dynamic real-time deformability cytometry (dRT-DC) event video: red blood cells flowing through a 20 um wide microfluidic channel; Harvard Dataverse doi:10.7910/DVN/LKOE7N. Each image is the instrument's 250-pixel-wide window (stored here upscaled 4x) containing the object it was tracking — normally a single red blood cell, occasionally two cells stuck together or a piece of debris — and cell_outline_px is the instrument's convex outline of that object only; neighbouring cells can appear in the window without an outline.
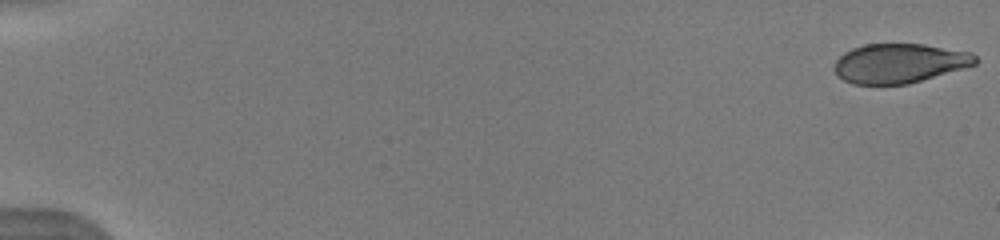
{"species": "human", "species_latin": "Homo sapiens", "temperature_condition": "warm", "stored_images_in_passage": 23, "camera_frame_rate_fps": 3000, "um_per_image_px": 0.085, "donor": {"sex": "male"}, "frame": {"image": 1, "passage_image": 1, "time_ms": 0.0, "image_size_px": [1000, 240], "cell_outline_px": [[976, 64], [908, 84], [852, 84], [844, 80], [836, 72], [836, 60], [844, 52], [852, 48], [864, 44], [924, 44], [972, 52], [976, 56]], "centroid_in_image_um": [76.46, 5.37], "position_along_channel_um": 8.5, "area_um2": 32.08}}